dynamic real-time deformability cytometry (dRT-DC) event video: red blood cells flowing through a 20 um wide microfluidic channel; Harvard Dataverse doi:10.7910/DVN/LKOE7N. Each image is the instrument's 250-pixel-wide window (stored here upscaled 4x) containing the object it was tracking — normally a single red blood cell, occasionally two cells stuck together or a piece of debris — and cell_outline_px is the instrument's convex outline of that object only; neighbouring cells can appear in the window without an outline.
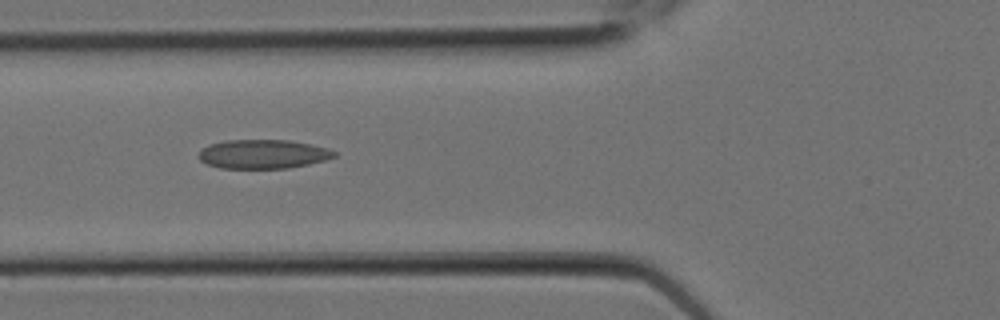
{"species": "Egyptian fruit bat (a non-hibernating species)", "species_latin": "Rousettus aegyptiacus", "temperature_condition": "room temperature", "stored_images_in_passage": 5, "camera_frame_rate_fps": 3000, "um_per_image_px": 0.085, "animal": {"sex": "female"}, "frame": {"image": 1, "passage_image": 4, "time_ms": 1.0, "image_size_px": [1000, 320], "cell_outline_px": [[336, 156], [324, 160], [308, 164], [288, 168], [220, 168], [208, 164], [200, 160], [196, 156], [208, 144], [224, 140], [288, 140], [328, 148], [336, 152]], "centroid_in_image_um": [22.33, 13.09], "position_along_channel_um": 103.5, "area_um2": 22.83}}
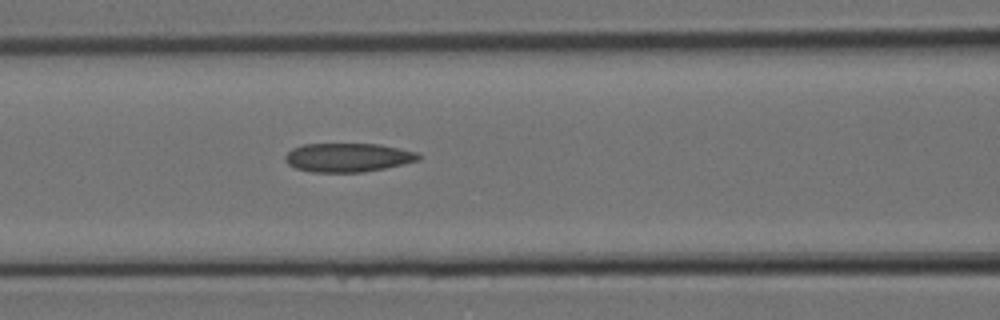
{"frame": {"image": 2, "passage_image": 5, "time_ms": 1.333, "image_size_px": [1000, 320], "cell_outline_px": [[420, 160], [404, 164], [364, 172], [312, 172], [296, 168], [288, 164], [284, 160], [284, 156], [292, 148], [304, 144], [380, 144], [416, 152], [420, 156]], "centroid_in_image_um": [29.55, 13.39], "position_along_channel_um": 137.0, "area_um2": 22.37}}